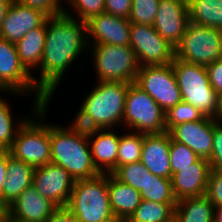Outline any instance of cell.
<instances>
[{"label":"cell","instance_id":"6da1fadb","mask_svg":"<svg viewBox=\"0 0 222 222\" xmlns=\"http://www.w3.org/2000/svg\"><path fill=\"white\" fill-rule=\"evenodd\" d=\"M87 22L65 14L47 19L46 40L37 76H33L36 86L46 95L45 106H50L52 97L62 85L72 63L85 51L88 53ZM67 72V73H66ZM66 74V75H65Z\"/></svg>","mask_w":222,"mask_h":222},{"label":"cell","instance_id":"7a4b0ae2","mask_svg":"<svg viewBox=\"0 0 222 222\" xmlns=\"http://www.w3.org/2000/svg\"><path fill=\"white\" fill-rule=\"evenodd\" d=\"M51 163L63 167L74 180L93 178L95 168L87 138L74 134L60 123H50Z\"/></svg>","mask_w":222,"mask_h":222},{"label":"cell","instance_id":"3957f363","mask_svg":"<svg viewBox=\"0 0 222 222\" xmlns=\"http://www.w3.org/2000/svg\"><path fill=\"white\" fill-rule=\"evenodd\" d=\"M31 108L32 116L18 130L8 151L13 157L37 168L51 162L49 107L33 101Z\"/></svg>","mask_w":222,"mask_h":222},{"label":"cell","instance_id":"277c9868","mask_svg":"<svg viewBox=\"0 0 222 222\" xmlns=\"http://www.w3.org/2000/svg\"><path fill=\"white\" fill-rule=\"evenodd\" d=\"M67 208L79 222H119L110 206L108 174L75 180Z\"/></svg>","mask_w":222,"mask_h":222},{"label":"cell","instance_id":"5b68a950","mask_svg":"<svg viewBox=\"0 0 222 222\" xmlns=\"http://www.w3.org/2000/svg\"><path fill=\"white\" fill-rule=\"evenodd\" d=\"M94 84L84 94L80 107L101 129H118L120 125L122 129L125 99L130 83L96 81Z\"/></svg>","mask_w":222,"mask_h":222},{"label":"cell","instance_id":"8992f818","mask_svg":"<svg viewBox=\"0 0 222 222\" xmlns=\"http://www.w3.org/2000/svg\"><path fill=\"white\" fill-rule=\"evenodd\" d=\"M173 70L182 100L198 108L206 117L217 119L218 94L212 88L206 66L174 57Z\"/></svg>","mask_w":222,"mask_h":222},{"label":"cell","instance_id":"52a82bcc","mask_svg":"<svg viewBox=\"0 0 222 222\" xmlns=\"http://www.w3.org/2000/svg\"><path fill=\"white\" fill-rule=\"evenodd\" d=\"M88 52L87 54L93 57L95 81L127 83L136 81L139 64L130 46L89 44Z\"/></svg>","mask_w":222,"mask_h":222},{"label":"cell","instance_id":"ba28073f","mask_svg":"<svg viewBox=\"0 0 222 222\" xmlns=\"http://www.w3.org/2000/svg\"><path fill=\"white\" fill-rule=\"evenodd\" d=\"M123 126L141 134L166 132L165 111L135 82L130 83L126 94Z\"/></svg>","mask_w":222,"mask_h":222},{"label":"cell","instance_id":"9c48e42d","mask_svg":"<svg viewBox=\"0 0 222 222\" xmlns=\"http://www.w3.org/2000/svg\"><path fill=\"white\" fill-rule=\"evenodd\" d=\"M175 57L192 64L207 66L222 58V30L189 22Z\"/></svg>","mask_w":222,"mask_h":222},{"label":"cell","instance_id":"30bf717a","mask_svg":"<svg viewBox=\"0 0 222 222\" xmlns=\"http://www.w3.org/2000/svg\"><path fill=\"white\" fill-rule=\"evenodd\" d=\"M0 92H18L28 96V99L29 95H32L34 101L41 106L46 102V95L36 86L33 75L21 63L16 45L2 37H0Z\"/></svg>","mask_w":222,"mask_h":222},{"label":"cell","instance_id":"8fae6325","mask_svg":"<svg viewBox=\"0 0 222 222\" xmlns=\"http://www.w3.org/2000/svg\"><path fill=\"white\" fill-rule=\"evenodd\" d=\"M135 83L166 112L182 101L172 63L139 66Z\"/></svg>","mask_w":222,"mask_h":222},{"label":"cell","instance_id":"7c38bea8","mask_svg":"<svg viewBox=\"0 0 222 222\" xmlns=\"http://www.w3.org/2000/svg\"><path fill=\"white\" fill-rule=\"evenodd\" d=\"M130 47L139 66L167 65L173 62L175 48L151 25L131 23Z\"/></svg>","mask_w":222,"mask_h":222},{"label":"cell","instance_id":"4fadbf2b","mask_svg":"<svg viewBox=\"0 0 222 222\" xmlns=\"http://www.w3.org/2000/svg\"><path fill=\"white\" fill-rule=\"evenodd\" d=\"M74 183L63 167L51 162L34 169L32 186L57 207H67Z\"/></svg>","mask_w":222,"mask_h":222},{"label":"cell","instance_id":"5bb4252c","mask_svg":"<svg viewBox=\"0 0 222 222\" xmlns=\"http://www.w3.org/2000/svg\"><path fill=\"white\" fill-rule=\"evenodd\" d=\"M189 22L187 0H159L153 27L174 48L180 44Z\"/></svg>","mask_w":222,"mask_h":222},{"label":"cell","instance_id":"9a60e30c","mask_svg":"<svg viewBox=\"0 0 222 222\" xmlns=\"http://www.w3.org/2000/svg\"><path fill=\"white\" fill-rule=\"evenodd\" d=\"M86 22L89 44L130 46L131 23L128 19L104 12Z\"/></svg>","mask_w":222,"mask_h":222},{"label":"cell","instance_id":"2e32d148","mask_svg":"<svg viewBox=\"0 0 222 222\" xmlns=\"http://www.w3.org/2000/svg\"><path fill=\"white\" fill-rule=\"evenodd\" d=\"M48 18L42 11L12 0L0 29V37L16 44L29 31L42 26Z\"/></svg>","mask_w":222,"mask_h":222},{"label":"cell","instance_id":"e0dca14e","mask_svg":"<svg viewBox=\"0 0 222 222\" xmlns=\"http://www.w3.org/2000/svg\"><path fill=\"white\" fill-rule=\"evenodd\" d=\"M214 118L186 122L173 127L169 133L174 141L185 144L199 158L209 160L213 148Z\"/></svg>","mask_w":222,"mask_h":222},{"label":"cell","instance_id":"ac0fdd59","mask_svg":"<svg viewBox=\"0 0 222 222\" xmlns=\"http://www.w3.org/2000/svg\"><path fill=\"white\" fill-rule=\"evenodd\" d=\"M10 219L17 222H47L58 208L30 186L9 205Z\"/></svg>","mask_w":222,"mask_h":222},{"label":"cell","instance_id":"d6986e66","mask_svg":"<svg viewBox=\"0 0 222 222\" xmlns=\"http://www.w3.org/2000/svg\"><path fill=\"white\" fill-rule=\"evenodd\" d=\"M209 161L199 158L195 163L172 175V190L177 201L206 194L210 174Z\"/></svg>","mask_w":222,"mask_h":222},{"label":"cell","instance_id":"ffe728a7","mask_svg":"<svg viewBox=\"0 0 222 222\" xmlns=\"http://www.w3.org/2000/svg\"><path fill=\"white\" fill-rule=\"evenodd\" d=\"M169 152V132L144 134L140 161L150 173L166 179L172 178Z\"/></svg>","mask_w":222,"mask_h":222},{"label":"cell","instance_id":"44dd1931","mask_svg":"<svg viewBox=\"0 0 222 222\" xmlns=\"http://www.w3.org/2000/svg\"><path fill=\"white\" fill-rule=\"evenodd\" d=\"M119 141L120 132L115 129H101L88 139L93 164L100 174H113L117 170Z\"/></svg>","mask_w":222,"mask_h":222},{"label":"cell","instance_id":"7402d4cb","mask_svg":"<svg viewBox=\"0 0 222 222\" xmlns=\"http://www.w3.org/2000/svg\"><path fill=\"white\" fill-rule=\"evenodd\" d=\"M108 194L111 210L119 222H126L142 201L138 190L122 183L113 174H108Z\"/></svg>","mask_w":222,"mask_h":222},{"label":"cell","instance_id":"603a6c76","mask_svg":"<svg viewBox=\"0 0 222 222\" xmlns=\"http://www.w3.org/2000/svg\"><path fill=\"white\" fill-rule=\"evenodd\" d=\"M34 167L19 160L8 151L7 177L2 187V199L11 205L28 187L32 186Z\"/></svg>","mask_w":222,"mask_h":222},{"label":"cell","instance_id":"cb8c5ba5","mask_svg":"<svg viewBox=\"0 0 222 222\" xmlns=\"http://www.w3.org/2000/svg\"><path fill=\"white\" fill-rule=\"evenodd\" d=\"M46 32L47 21L42 26L29 31L15 44L21 63L33 76L40 67L46 40Z\"/></svg>","mask_w":222,"mask_h":222},{"label":"cell","instance_id":"d4e9b609","mask_svg":"<svg viewBox=\"0 0 222 222\" xmlns=\"http://www.w3.org/2000/svg\"><path fill=\"white\" fill-rule=\"evenodd\" d=\"M0 94H2V96L5 95V97L7 94L9 97L8 99H10L11 96L14 98L15 96L17 98L20 96L27 97L26 95L18 92H0ZM5 97H1L0 95V146L8 151L11 148L13 141L16 139L18 130L32 115L30 113L27 114L26 112V115H23V117L20 114V116H17L18 118H16L14 116L15 113L12 111L11 108L13 107L10 103L11 101H9L7 97Z\"/></svg>","mask_w":222,"mask_h":222},{"label":"cell","instance_id":"484cf974","mask_svg":"<svg viewBox=\"0 0 222 222\" xmlns=\"http://www.w3.org/2000/svg\"><path fill=\"white\" fill-rule=\"evenodd\" d=\"M214 205L206 195L177 201L174 222H213Z\"/></svg>","mask_w":222,"mask_h":222},{"label":"cell","instance_id":"4316f807","mask_svg":"<svg viewBox=\"0 0 222 222\" xmlns=\"http://www.w3.org/2000/svg\"><path fill=\"white\" fill-rule=\"evenodd\" d=\"M189 21L222 30V0H187Z\"/></svg>","mask_w":222,"mask_h":222},{"label":"cell","instance_id":"83f0119b","mask_svg":"<svg viewBox=\"0 0 222 222\" xmlns=\"http://www.w3.org/2000/svg\"><path fill=\"white\" fill-rule=\"evenodd\" d=\"M176 204L142 200L126 222H174Z\"/></svg>","mask_w":222,"mask_h":222},{"label":"cell","instance_id":"f1b7e54d","mask_svg":"<svg viewBox=\"0 0 222 222\" xmlns=\"http://www.w3.org/2000/svg\"><path fill=\"white\" fill-rule=\"evenodd\" d=\"M142 200L159 203H177L172 190V180L150 172L146 174L144 189L140 191Z\"/></svg>","mask_w":222,"mask_h":222},{"label":"cell","instance_id":"f546056e","mask_svg":"<svg viewBox=\"0 0 222 222\" xmlns=\"http://www.w3.org/2000/svg\"><path fill=\"white\" fill-rule=\"evenodd\" d=\"M118 155L117 169L125 164L139 162L144 141V134L128 131L124 133L121 129Z\"/></svg>","mask_w":222,"mask_h":222},{"label":"cell","instance_id":"4dcf8cb0","mask_svg":"<svg viewBox=\"0 0 222 222\" xmlns=\"http://www.w3.org/2000/svg\"><path fill=\"white\" fill-rule=\"evenodd\" d=\"M63 2V14L81 21H88L91 17L105 12V0H64Z\"/></svg>","mask_w":222,"mask_h":222},{"label":"cell","instance_id":"1f68e13d","mask_svg":"<svg viewBox=\"0 0 222 222\" xmlns=\"http://www.w3.org/2000/svg\"><path fill=\"white\" fill-rule=\"evenodd\" d=\"M204 117L198 108L182 100L165 112L166 131L169 132L173 127L182 123L202 120Z\"/></svg>","mask_w":222,"mask_h":222},{"label":"cell","instance_id":"d6a6232c","mask_svg":"<svg viewBox=\"0 0 222 222\" xmlns=\"http://www.w3.org/2000/svg\"><path fill=\"white\" fill-rule=\"evenodd\" d=\"M148 172L143 163L139 161L119 167L113 175L122 183L130 185L140 192L144 189Z\"/></svg>","mask_w":222,"mask_h":222},{"label":"cell","instance_id":"836d02e7","mask_svg":"<svg viewBox=\"0 0 222 222\" xmlns=\"http://www.w3.org/2000/svg\"><path fill=\"white\" fill-rule=\"evenodd\" d=\"M170 166L171 173L180 172L183 168L195 163L199 156L185 144L174 141L170 136Z\"/></svg>","mask_w":222,"mask_h":222},{"label":"cell","instance_id":"e575fe53","mask_svg":"<svg viewBox=\"0 0 222 222\" xmlns=\"http://www.w3.org/2000/svg\"><path fill=\"white\" fill-rule=\"evenodd\" d=\"M76 115L72 117L70 123L65 125L74 134L84 137L91 138L98 134L101 130L99 125L94 121V119L79 106V110L76 111Z\"/></svg>","mask_w":222,"mask_h":222},{"label":"cell","instance_id":"d590c367","mask_svg":"<svg viewBox=\"0 0 222 222\" xmlns=\"http://www.w3.org/2000/svg\"><path fill=\"white\" fill-rule=\"evenodd\" d=\"M159 0H133L130 23H138L153 26Z\"/></svg>","mask_w":222,"mask_h":222},{"label":"cell","instance_id":"8d00e7d4","mask_svg":"<svg viewBox=\"0 0 222 222\" xmlns=\"http://www.w3.org/2000/svg\"><path fill=\"white\" fill-rule=\"evenodd\" d=\"M30 8L45 13L48 17H55L64 13V0H14ZM63 4V5H62Z\"/></svg>","mask_w":222,"mask_h":222},{"label":"cell","instance_id":"74e56055","mask_svg":"<svg viewBox=\"0 0 222 222\" xmlns=\"http://www.w3.org/2000/svg\"><path fill=\"white\" fill-rule=\"evenodd\" d=\"M208 161L211 171L222 170V120L214 119L213 148Z\"/></svg>","mask_w":222,"mask_h":222},{"label":"cell","instance_id":"f35d334b","mask_svg":"<svg viewBox=\"0 0 222 222\" xmlns=\"http://www.w3.org/2000/svg\"><path fill=\"white\" fill-rule=\"evenodd\" d=\"M205 195L214 207L222 206V170L210 171Z\"/></svg>","mask_w":222,"mask_h":222},{"label":"cell","instance_id":"ab89813d","mask_svg":"<svg viewBox=\"0 0 222 222\" xmlns=\"http://www.w3.org/2000/svg\"><path fill=\"white\" fill-rule=\"evenodd\" d=\"M133 0H105V13L128 19Z\"/></svg>","mask_w":222,"mask_h":222},{"label":"cell","instance_id":"60d3db41","mask_svg":"<svg viewBox=\"0 0 222 222\" xmlns=\"http://www.w3.org/2000/svg\"><path fill=\"white\" fill-rule=\"evenodd\" d=\"M209 81L217 94L222 92V58L206 66Z\"/></svg>","mask_w":222,"mask_h":222},{"label":"cell","instance_id":"b9f144b4","mask_svg":"<svg viewBox=\"0 0 222 222\" xmlns=\"http://www.w3.org/2000/svg\"><path fill=\"white\" fill-rule=\"evenodd\" d=\"M47 222H79L67 207H58Z\"/></svg>","mask_w":222,"mask_h":222},{"label":"cell","instance_id":"7bdbcfd3","mask_svg":"<svg viewBox=\"0 0 222 222\" xmlns=\"http://www.w3.org/2000/svg\"><path fill=\"white\" fill-rule=\"evenodd\" d=\"M8 151L0 155V198H2V187L7 177Z\"/></svg>","mask_w":222,"mask_h":222},{"label":"cell","instance_id":"ee69618b","mask_svg":"<svg viewBox=\"0 0 222 222\" xmlns=\"http://www.w3.org/2000/svg\"><path fill=\"white\" fill-rule=\"evenodd\" d=\"M10 208L9 205L0 198V222H9Z\"/></svg>","mask_w":222,"mask_h":222},{"label":"cell","instance_id":"f6af8a7d","mask_svg":"<svg viewBox=\"0 0 222 222\" xmlns=\"http://www.w3.org/2000/svg\"><path fill=\"white\" fill-rule=\"evenodd\" d=\"M12 0H0V29Z\"/></svg>","mask_w":222,"mask_h":222},{"label":"cell","instance_id":"bcb514c9","mask_svg":"<svg viewBox=\"0 0 222 222\" xmlns=\"http://www.w3.org/2000/svg\"><path fill=\"white\" fill-rule=\"evenodd\" d=\"M213 222H222V206L214 207Z\"/></svg>","mask_w":222,"mask_h":222},{"label":"cell","instance_id":"7dc6e473","mask_svg":"<svg viewBox=\"0 0 222 222\" xmlns=\"http://www.w3.org/2000/svg\"><path fill=\"white\" fill-rule=\"evenodd\" d=\"M217 120H222V92L218 94V117Z\"/></svg>","mask_w":222,"mask_h":222},{"label":"cell","instance_id":"c3c4849f","mask_svg":"<svg viewBox=\"0 0 222 222\" xmlns=\"http://www.w3.org/2000/svg\"><path fill=\"white\" fill-rule=\"evenodd\" d=\"M6 150L0 146V155L3 154Z\"/></svg>","mask_w":222,"mask_h":222}]
</instances>
